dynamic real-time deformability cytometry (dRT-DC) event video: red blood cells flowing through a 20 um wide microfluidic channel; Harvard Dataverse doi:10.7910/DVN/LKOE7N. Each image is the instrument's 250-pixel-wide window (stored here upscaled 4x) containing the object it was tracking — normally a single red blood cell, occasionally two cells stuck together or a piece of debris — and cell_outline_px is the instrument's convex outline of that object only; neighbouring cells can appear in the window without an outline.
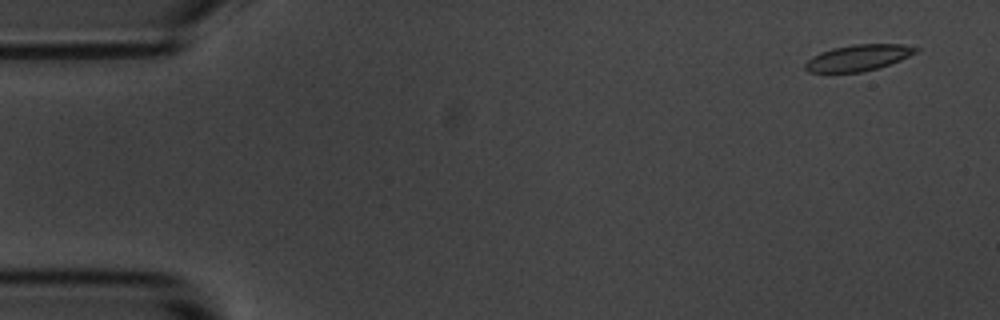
{"species": "common noctule bat (a hibernating species)", "species_latin": "Nyctalus noctula", "temperature_condition": "room temperature", "stored_images_in_passage": 17, "camera_frame_rate_fps": 3000, "um_per_image_px": 0.085, "animal": {"sex": "male", "body_mass_g": 20.1, "forearm_length_mm": 53.5}, "frame": {"image": 1, "passage_image": 3, "time_ms": 0.667, "image_size_px": [1000, 320], "cell_outline_px": [[920, 48], [916, 52], [900, 60], [876, 68], [860, 72], [808, 72], [804, 68], [804, 64], [812, 56], [820, 52], [832, 48], [852, 44], [900, 44]], "centroid_in_image_um": [72.91, 4.9], "position_along_channel_um": 12.1, "area_um2": 16.7}}
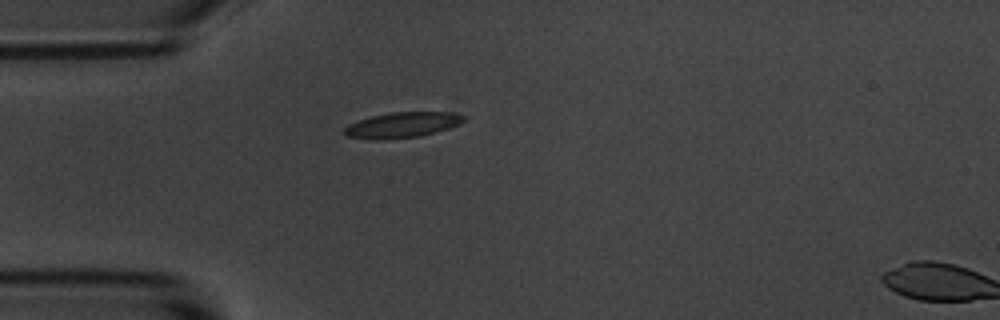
{"frame": {"image": 2, "passage_image": 15, "time_ms": 4.667, "image_size_px": [1000, 320], "cell_outline_px": [[464, 120], [448, 128], [436, 132], [420, 136], [380, 140], [372, 140], [348, 136], [344, 132], [344, 128], [348, 124], [356, 120], [372, 116], [392, 112], [452, 112], [464, 116]], "centroid_in_image_um": [34.13, 10.62], "position_along_channel_um": 50.9, "area_um2": 17.63}}